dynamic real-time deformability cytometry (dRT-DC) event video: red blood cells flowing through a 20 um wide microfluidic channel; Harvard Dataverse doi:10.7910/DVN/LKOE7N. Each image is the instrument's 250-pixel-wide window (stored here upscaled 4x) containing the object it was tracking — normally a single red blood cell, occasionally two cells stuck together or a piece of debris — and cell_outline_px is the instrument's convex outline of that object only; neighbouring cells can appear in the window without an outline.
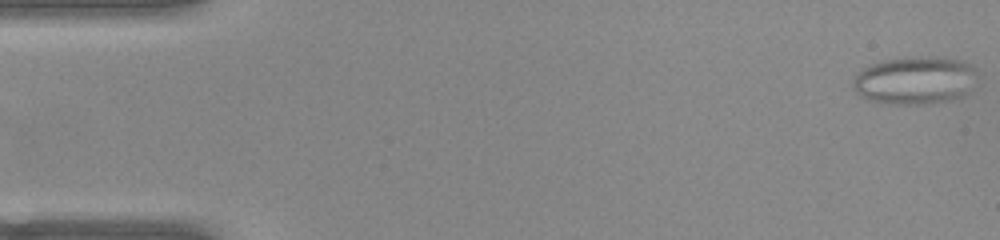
{"species": "common noctule bat (a hibernating species)", "species_latin": "Nyctalus noctula", "temperature_condition": "warm", "stored_images_in_passage": 51, "camera_frame_rate_fps": 3000, "um_per_image_px": 0.085, "animal": {"sex": "female", "body_mass_g": 22.0, "forearm_length_mm": 56.7}, "frame": {"image": 1, "passage_image": 1, "time_ms": 0.0, "image_size_px": [1000, 240], "cell_outline_px": [[976, 68], [964, 96], [952, 100], [936, 104], [880, 104], [868, 100], [860, 96], [852, 88], [852, 80], [864, 68], [872, 64], [884, 60], [912, 56], [936, 56], [960, 60]], "centroid_in_image_um": [77.7, 6.84], "position_along_channel_um": 7.3, "area_um2": 34.8}}
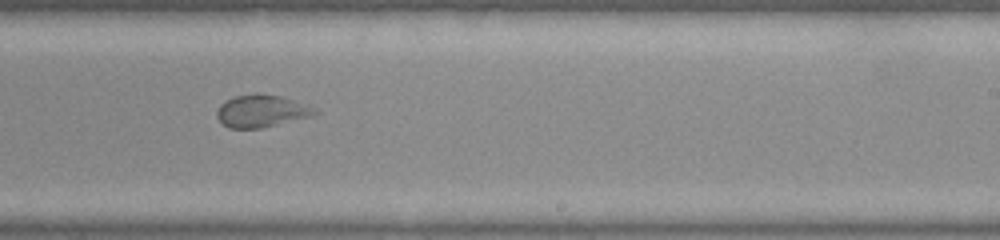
{"frame": {"image": 2, "passage_image": 31, "time_ms": 10.0, "image_size_px": [1000, 240], "cell_outline_px": [[320, 112], [312, 116], [260, 128], [228, 128], [216, 116], [216, 112], [220, 104], [236, 96], [256, 92], [280, 96], [316, 108]], "centroid_in_image_um": [22.22, 9.43], "position_along_channel_um": 266.8, "area_um2": 18.32}}
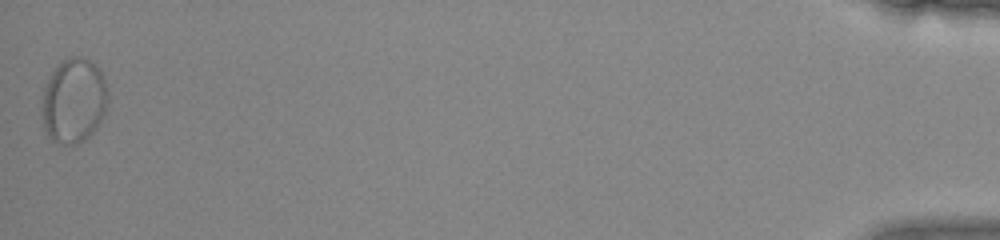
{"frame": {"image": 3, "passage_image": 51, "time_ms": 16.667, "image_size_px": [1000, 240], "cell_outline_px": [[108, 104], [96, 128], [84, 140], [76, 144], [64, 144], [52, 140], [48, 136], [44, 128], [40, 108], [44, 88], [52, 72], [68, 56], [80, 56], [88, 60], [104, 76], [108, 88]], "centroid_in_image_um": [6.26, 8.57], "position_along_channel_um": 428.9, "area_um2": 32.6}}